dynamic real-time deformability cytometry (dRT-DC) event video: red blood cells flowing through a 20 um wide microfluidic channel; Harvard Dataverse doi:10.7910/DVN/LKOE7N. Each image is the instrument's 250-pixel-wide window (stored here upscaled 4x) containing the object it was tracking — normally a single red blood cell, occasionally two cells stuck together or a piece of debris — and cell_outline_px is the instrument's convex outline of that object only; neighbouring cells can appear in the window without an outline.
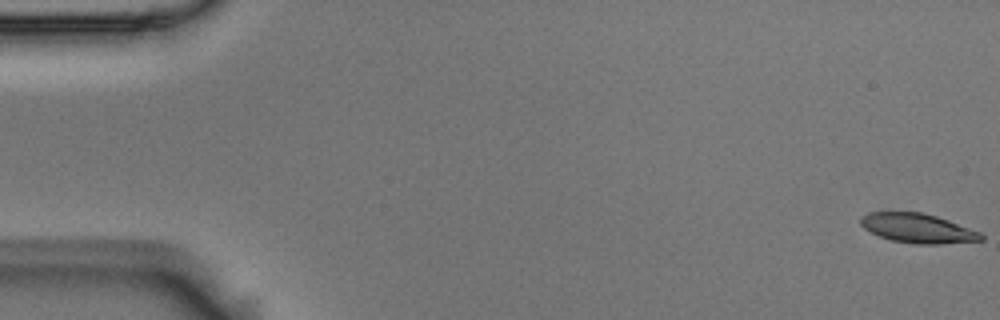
{"species": "Egyptian fruit bat (a non-hibernating species)", "species_latin": "Rousettus aegyptiacus", "temperature_condition": "room temperature", "stored_images_in_passage": 55, "camera_frame_rate_fps": 3000, "um_per_image_px": 0.085, "animal": {"sex": "male"}, "frame": {"image": 1, "passage_image": 1, "time_ms": 0.0, "image_size_px": [1000, 320], "cell_outline_px": [[984, 240], [940, 244], [916, 244], [892, 240], [880, 236], [864, 228], [860, 224], [860, 216], [868, 212], [920, 212], [936, 216], [948, 220], [980, 232], [984, 236]], "centroid_in_image_um": [78.0, 19.4], "position_along_channel_um": 7.0, "area_um2": 20.52}}
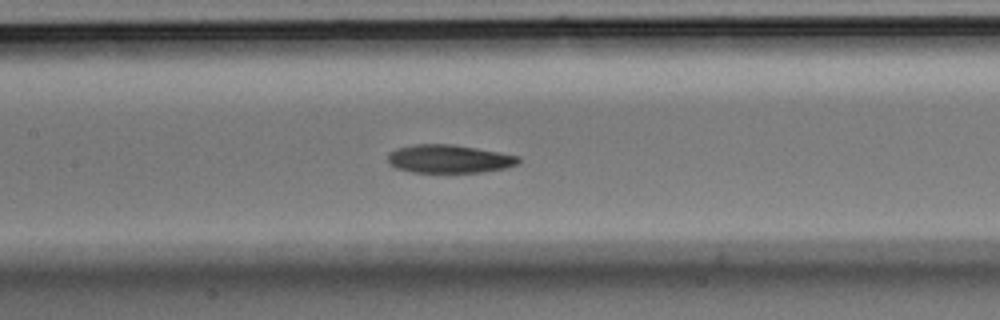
{"frame": {"image": 2, "passage_image": 26, "time_ms": 8.333, "image_size_px": [1000, 320], "cell_outline_px": [[520, 160], [516, 164], [508, 168], [484, 172], [412, 172], [396, 168], [388, 164], [388, 152], [396, 148], [412, 144], [452, 144], [500, 152], [520, 156]], "centroid_in_image_um": [38.16, 13.5], "position_along_channel_um": 169.2, "area_um2": 21.73}}
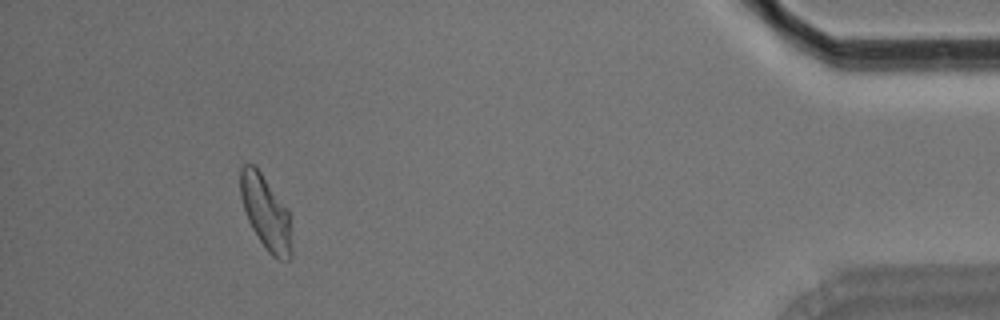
{"frame": {"image": 3, "passage_image": 51, "time_ms": 16.667, "image_size_px": [1000, 320], "cell_outline_px": [[292, 260], [280, 260], [272, 256], [268, 252], [252, 228], [248, 220], [240, 196], [240, 168], [244, 164], [252, 164], [260, 172], [288, 208], [292, 248]], "centroid_in_image_um": [22.61, 18.1], "position_along_channel_um": 412.6, "area_um2": 22.02}, "authors_computed_cell_mechanics": {"area_um2": 21.8484, "velocity_mm_per_s": 3.6602, "shape_relaxation_time_tau1_ms": 6.083, "shape_relaxation_time_tau2_ms": 9.1973, "deformation_change_tau1": 0.1458, "deformation_change_tau2": 0.1698}}